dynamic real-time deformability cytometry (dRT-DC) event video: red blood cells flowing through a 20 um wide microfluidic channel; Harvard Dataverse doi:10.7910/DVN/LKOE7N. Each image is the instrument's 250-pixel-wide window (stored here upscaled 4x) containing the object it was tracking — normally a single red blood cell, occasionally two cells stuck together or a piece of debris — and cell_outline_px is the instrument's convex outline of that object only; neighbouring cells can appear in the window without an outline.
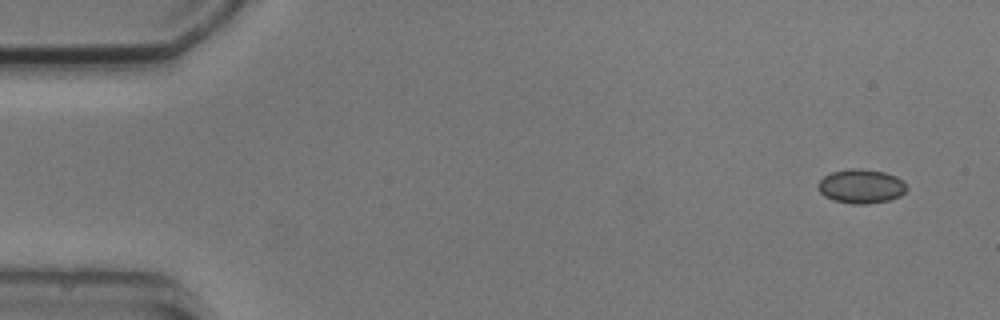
{"species": "common noctule bat (a hibernating species)", "species_latin": "Nyctalus noctula", "temperature_condition": "cold", "stored_images_in_passage": 7, "camera_frame_rate_fps": 3000, "um_per_image_px": 0.085, "animal": {"sex": "male", "body_mass_g": 20.5, "forearm_length_mm": 52.5}, "frame": {"image": 1, "passage_image": 1, "time_ms": 0.0, "image_size_px": [1000, 320], "cell_outline_px": [[908, 188], [900, 196], [888, 200], [868, 204], [852, 204], [832, 200], [824, 196], [816, 188], [816, 184], [824, 176], [832, 172], [852, 168], [860, 168], [884, 172], [896, 176]], "centroid_in_image_um": [73.15, 15.84], "position_along_channel_um": 11.9, "area_um2": 17.69}}
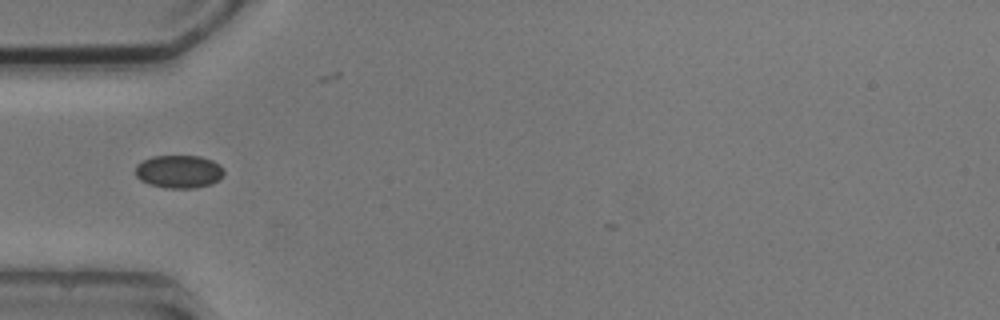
{"frame": {"image": 2, "passage_image": 4, "time_ms": 4.667, "image_size_px": [1000, 320], "cell_outline_px": [[224, 172], [212, 184], [196, 188], [164, 188], [140, 180], [136, 176], [136, 164], [152, 156], [200, 156], [212, 160], [220, 164], [224, 168]], "centroid_in_image_um": [15.21, 14.58], "position_along_channel_um": 69.8, "area_um2": 16.99}}